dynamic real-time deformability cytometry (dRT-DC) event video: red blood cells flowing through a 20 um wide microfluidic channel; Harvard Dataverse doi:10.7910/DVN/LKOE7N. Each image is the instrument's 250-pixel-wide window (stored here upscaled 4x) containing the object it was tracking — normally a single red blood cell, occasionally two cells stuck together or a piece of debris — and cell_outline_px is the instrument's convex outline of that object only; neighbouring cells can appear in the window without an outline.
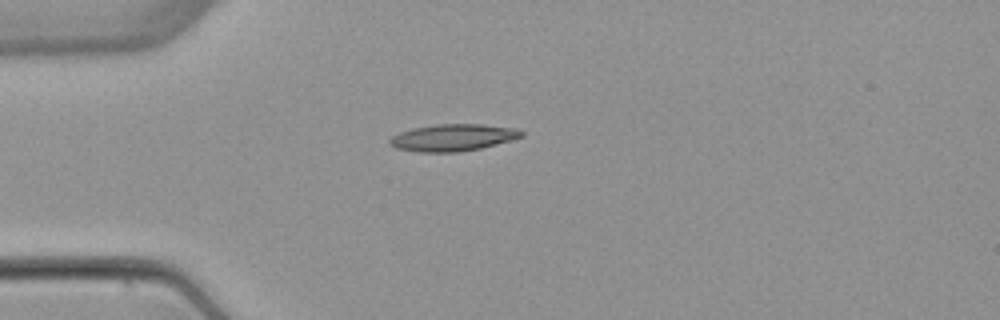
{"species": "common noctule bat (a hibernating species)", "species_latin": "Nyctalus noctula", "temperature_condition": "warm", "stored_images_in_passage": 3, "camera_frame_rate_fps": 3000, "um_per_image_px": 0.085, "animal": {"sex": "female", "body_mass_g": 22.7, "forearm_length_mm": 54.2}, "frame": {"image": 1, "passage_image": 3, "time_ms": 2.667, "image_size_px": [1000, 320], "cell_outline_px": [[524, 136], [512, 140], [480, 148], [460, 152], [416, 152], [396, 148], [388, 144], [388, 140], [392, 136], [400, 132], [412, 128], [436, 124], [480, 124], [516, 128], [524, 132]], "centroid_in_image_um": [38.48, 11.69], "position_along_channel_um": 46.5, "area_um2": 20.81}}